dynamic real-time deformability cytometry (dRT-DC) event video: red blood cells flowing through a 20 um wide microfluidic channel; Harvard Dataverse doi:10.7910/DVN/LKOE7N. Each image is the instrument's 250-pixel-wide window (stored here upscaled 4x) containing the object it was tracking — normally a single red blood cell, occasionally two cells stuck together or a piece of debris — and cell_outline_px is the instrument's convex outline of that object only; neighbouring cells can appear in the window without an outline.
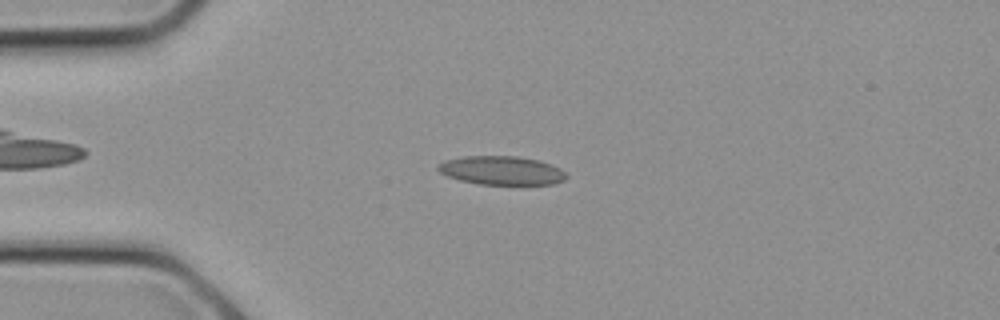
{"species": "common noctule bat (a hibernating species)", "species_latin": "Nyctalus noctula", "temperature_condition": "cold", "stored_images_in_passage": 8, "camera_frame_rate_fps": 3000, "um_per_image_px": 0.085, "animal": {"sex": "female", "body_mass_g": 21.9}, "frame": {"image": 1, "passage_image": 5, "time_ms": 1.333, "image_size_px": [1000, 320], "cell_outline_px": [[568, 176], [564, 180], [552, 184], [520, 188], [480, 184], [460, 180], [448, 176], [440, 172], [436, 168], [436, 164], [444, 160], [464, 156], [516, 156], [540, 160], [552, 164], [568, 172]], "centroid_in_image_um": [42.71, 14.54], "position_along_channel_um": 42.3, "area_um2": 22.72}}
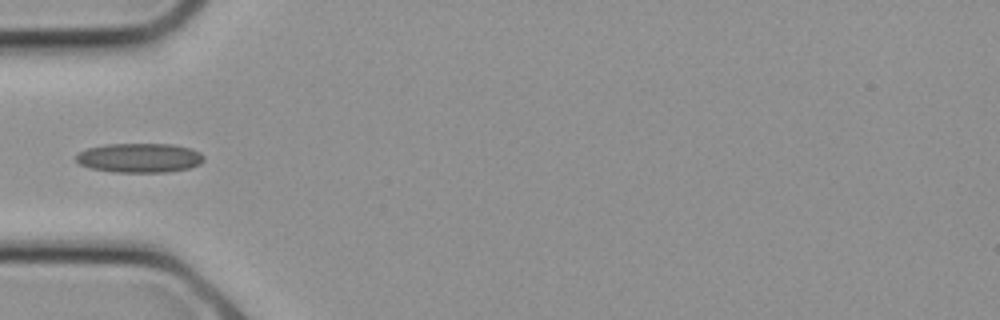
{"frame": {"image": 2, "passage_image": 7, "time_ms": 2.0, "image_size_px": [1000, 320], "cell_outline_px": [[204, 160], [200, 164], [188, 168], [168, 172], [116, 172], [92, 168], [80, 164], [76, 160], [76, 156], [80, 152], [88, 148], [104, 144], [172, 144], [192, 148], [200, 152], [204, 156]], "centroid_in_image_um": [11.9, 13.41], "position_along_channel_um": 73.1, "area_um2": 21.85}}